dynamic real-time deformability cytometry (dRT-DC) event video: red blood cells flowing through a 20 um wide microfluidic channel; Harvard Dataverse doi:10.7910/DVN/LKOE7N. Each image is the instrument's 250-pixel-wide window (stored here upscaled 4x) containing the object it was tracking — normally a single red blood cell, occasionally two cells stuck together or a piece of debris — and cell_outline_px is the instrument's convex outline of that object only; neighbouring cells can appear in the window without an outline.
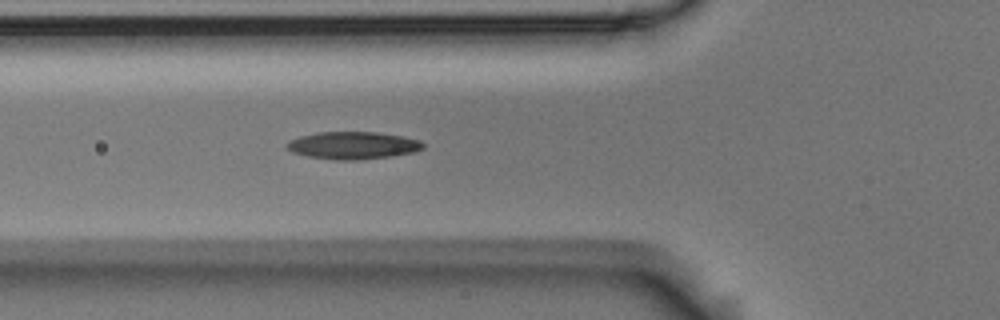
{"species": "Egyptian fruit bat (a non-hibernating species)", "species_latin": "Rousettus aegyptiacus", "temperature_condition": "room temperature", "stored_images_in_passage": 3, "camera_frame_rate_fps": 3000, "um_per_image_px": 0.085, "animal": {"sex": "male"}, "frame": {"image": 1, "passage_image": 3, "time_ms": 0.667, "image_size_px": [1000, 320], "cell_outline_px": [[424, 148], [416, 152], [392, 156], [356, 160], [336, 160], [308, 156], [292, 152], [284, 144], [300, 136], [316, 132], [376, 132], [404, 136], [420, 140], [424, 144]], "centroid_in_image_um": [30.04, 12.36], "position_along_channel_um": 95.8, "area_um2": 21.85}}